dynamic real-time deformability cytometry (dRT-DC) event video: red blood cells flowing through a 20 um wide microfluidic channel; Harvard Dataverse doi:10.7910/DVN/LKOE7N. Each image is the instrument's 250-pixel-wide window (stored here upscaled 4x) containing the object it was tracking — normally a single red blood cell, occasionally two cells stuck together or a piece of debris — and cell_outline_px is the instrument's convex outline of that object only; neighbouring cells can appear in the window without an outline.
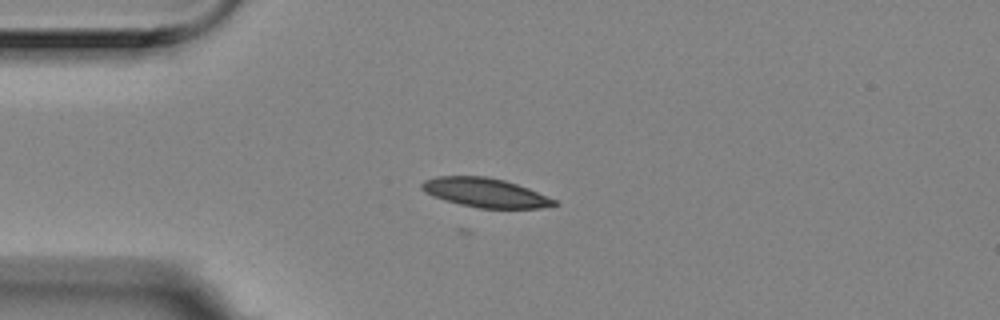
{"species": "Egyptian fruit bat (a non-hibernating species)", "species_latin": "Rousettus aegyptiacus", "temperature_condition": "room temperature", "stored_images_in_passage": 2, "camera_frame_rate_fps": 3000, "um_per_image_px": 0.085, "animal": {"sex": "female"}, "frame": {"image": 1, "passage_image": 1, "time_ms": 0.0, "image_size_px": [1000, 320], "cell_outline_px": [[560, 204], [540, 208], [480, 208], [460, 204], [444, 200], [432, 196], [424, 192], [420, 188], [420, 184], [424, 180], [436, 176], [484, 176], [504, 180], [528, 188], [556, 200]], "centroid_in_image_um": [41.2, 16.37], "position_along_channel_um": 43.8, "area_um2": 22.48}}